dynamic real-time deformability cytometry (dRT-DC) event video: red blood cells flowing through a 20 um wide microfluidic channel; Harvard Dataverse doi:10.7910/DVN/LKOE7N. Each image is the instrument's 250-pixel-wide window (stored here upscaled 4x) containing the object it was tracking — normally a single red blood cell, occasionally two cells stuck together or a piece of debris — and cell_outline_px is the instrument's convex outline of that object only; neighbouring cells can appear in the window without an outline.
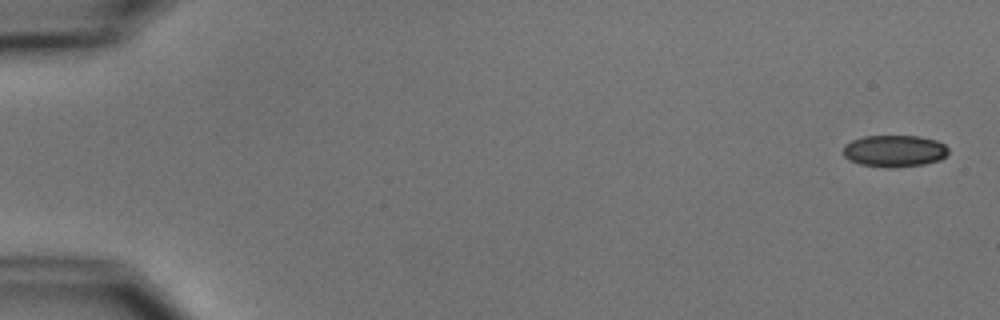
{"species": "common noctule bat (a hibernating species)", "species_latin": "Nyctalus noctula", "temperature_condition": "cold", "stored_images_in_passage": 5, "camera_frame_rate_fps": 3000, "um_per_image_px": 0.085, "animal": {"sex": "male", "body_mass_g": 15.6}, "frame": {"image": 1, "passage_image": 1, "time_ms": 0.0, "image_size_px": [1000, 320], "cell_outline_px": [[948, 152], [940, 160], [924, 164], [896, 168], [888, 168], [860, 164], [844, 156], [844, 144], [852, 140], [864, 136], [920, 136], [936, 140], [944, 144], [948, 148]], "centroid_in_image_um": [76.04, 12.83], "position_along_channel_um": 9.0, "area_um2": 19.54}}
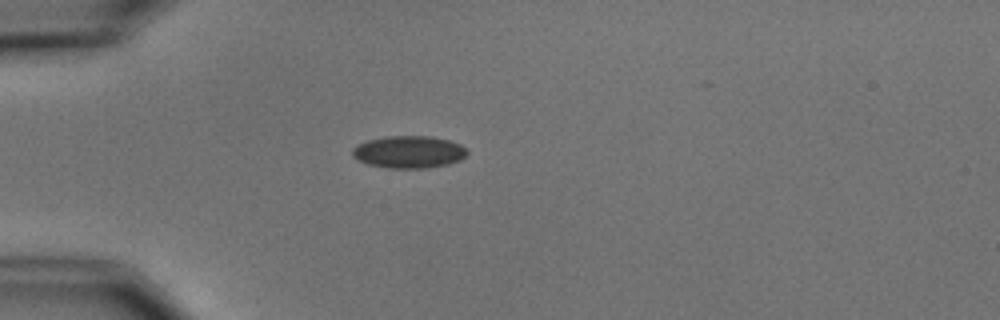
{"frame": {"image": 2, "passage_image": 5, "time_ms": 4.667, "image_size_px": [1000, 320], "cell_outline_px": [[468, 152], [460, 160], [448, 164], [428, 168], [388, 168], [368, 164], [352, 156], [352, 148], [356, 144], [368, 140], [384, 136], [432, 136], [448, 140], [460, 144]], "centroid_in_image_um": [34.73, 12.91], "position_along_channel_um": 50.3, "area_um2": 21.62}}